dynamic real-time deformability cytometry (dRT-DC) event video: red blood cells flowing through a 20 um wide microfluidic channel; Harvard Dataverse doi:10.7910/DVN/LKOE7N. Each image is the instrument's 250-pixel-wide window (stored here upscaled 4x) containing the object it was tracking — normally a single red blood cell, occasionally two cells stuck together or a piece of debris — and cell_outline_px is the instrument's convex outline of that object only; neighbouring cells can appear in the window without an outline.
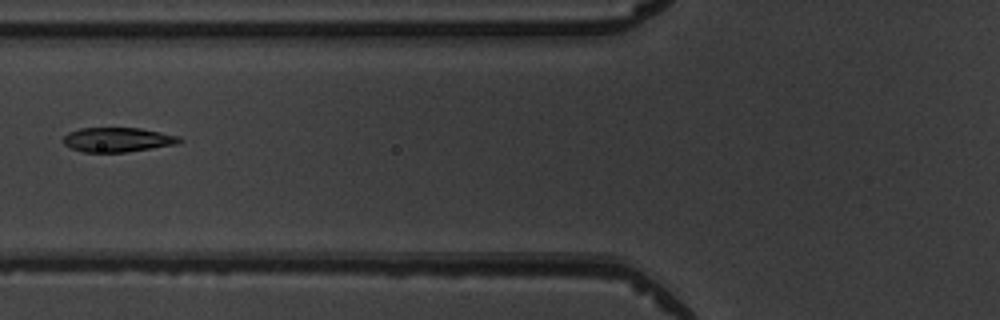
{"species": "common noctule bat (a hibernating species)", "species_latin": "Nyctalus noctula", "temperature_condition": "warm", "stored_images_in_passage": 6, "camera_frame_rate_fps": 3000, "um_per_image_px": 0.085, "animal": {"sex": "male", "body_mass_g": 19.5, "forearm_length_mm": 54.6}, "frame": {"image": 1, "passage_image": 6, "time_ms": 5.667, "image_size_px": [1000, 320], "cell_outline_px": [[184, 140], [176, 144], [128, 152], [84, 152], [72, 148], [64, 144], [64, 136], [68, 132], [80, 128], [140, 128], [180, 136]], "centroid_in_image_um": [10.02, 11.87], "position_along_channel_um": 115.8, "area_um2": 16.53}}